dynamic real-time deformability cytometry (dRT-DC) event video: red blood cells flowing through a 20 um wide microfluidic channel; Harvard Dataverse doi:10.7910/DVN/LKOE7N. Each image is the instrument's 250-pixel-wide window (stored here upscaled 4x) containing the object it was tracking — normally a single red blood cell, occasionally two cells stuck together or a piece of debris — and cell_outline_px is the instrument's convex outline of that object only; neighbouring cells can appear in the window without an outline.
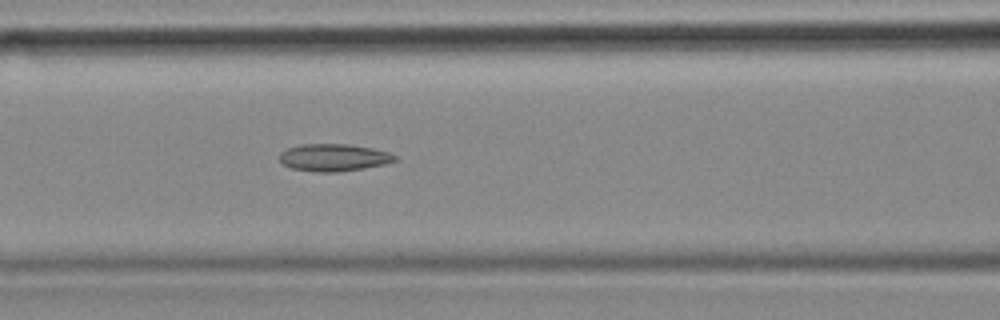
{"species": "common noctule bat (a hibernating species)", "species_latin": "Nyctalus noctula", "temperature_condition": "cold", "stored_images_in_passage": 18, "camera_frame_rate_fps": 3000, "um_per_image_px": 0.085, "animal": {"sex": "female", "body_mass_g": 18.4}, "frame": {"image": 1, "passage_image": 8, "time_ms": 2.333, "image_size_px": [1000, 320], "cell_outline_px": [[400, 160], [384, 164], [364, 168], [336, 172], [316, 172], [292, 168], [284, 164], [280, 160], [280, 152], [288, 148], [300, 144], [348, 144], [372, 148], [388, 152], [396, 156]], "centroid_in_image_um": [28.39, 13.38], "position_along_channel_um": 138.2, "area_um2": 18.32}}
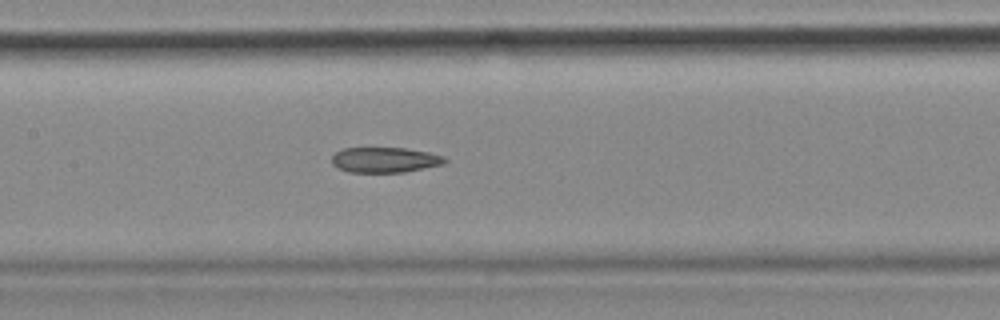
{"frame": {"image": 2, "passage_image": 11, "time_ms": 3.333, "image_size_px": [1000, 320], "cell_outline_px": [[448, 160], [444, 164], [404, 172], [348, 172], [332, 164], [332, 156], [336, 152], [344, 148], [404, 148], [428, 152], [444, 156]], "centroid_in_image_um": [32.73, 13.59], "position_along_channel_um": 174.7, "area_um2": 16.59}}